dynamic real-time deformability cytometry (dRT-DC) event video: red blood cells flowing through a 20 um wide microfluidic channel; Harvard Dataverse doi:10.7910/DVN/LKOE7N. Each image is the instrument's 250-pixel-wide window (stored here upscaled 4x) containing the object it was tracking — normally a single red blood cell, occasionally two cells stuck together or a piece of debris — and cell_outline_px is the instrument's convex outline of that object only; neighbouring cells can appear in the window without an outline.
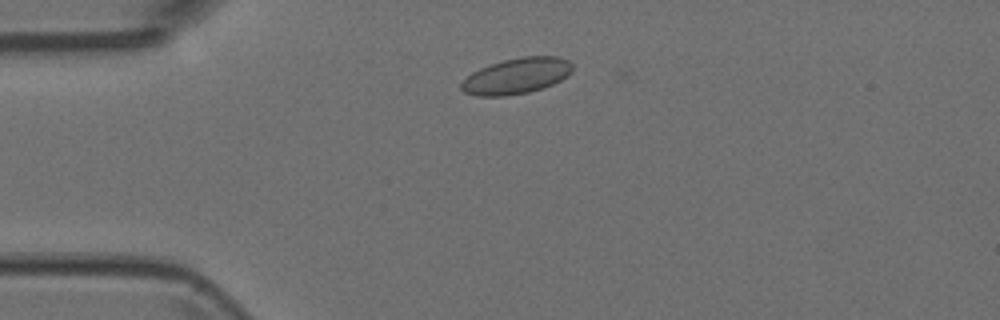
{"species": "Egyptian fruit bat (a non-hibernating species)", "species_latin": "Rousettus aegyptiacus", "temperature_condition": "room temperature", "stored_images_in_passage": 3, "camera_frame_rate_fps": 3000, "um_per_image_px": 0.085, "animal": {"sex": "female"}, "frame": {"image": 1, "passage_image": 2, "time_ms": 0.333, "image_size_px": [1000, 320], "cell_outline_px": [[572, 72], [568, 76], [552, 84], [528, 92], [504, 96], [476, 96], [464, 92], [460, 88], [460, 84], [472, 72], [480, 68], [504, 60], [520, 56], [560, 56], [568, 60], [572, 64]], "centroid_in_image_um": [43.91, 6.45], "position_along_channel_um": 41.1, "area_um2": 23.18}}